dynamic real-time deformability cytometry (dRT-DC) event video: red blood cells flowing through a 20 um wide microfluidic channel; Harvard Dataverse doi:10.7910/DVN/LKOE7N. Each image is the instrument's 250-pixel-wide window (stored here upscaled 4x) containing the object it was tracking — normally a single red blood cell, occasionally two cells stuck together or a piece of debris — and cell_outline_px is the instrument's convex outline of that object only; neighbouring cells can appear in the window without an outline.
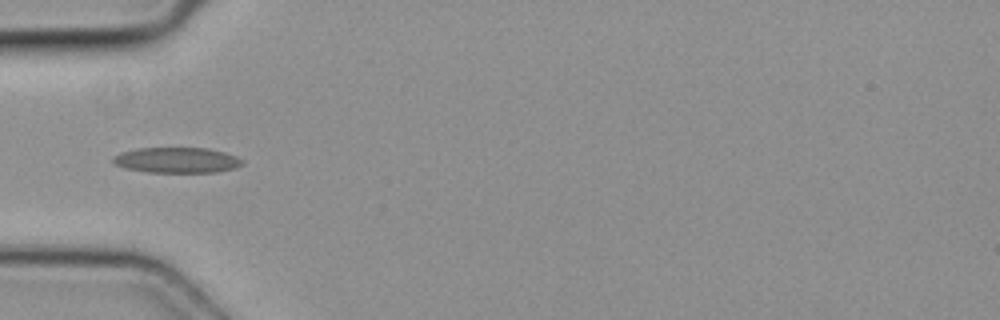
{"species": "common noctule bat (a hibernating species)", "species_latin": "Nyctalus noctula", "temperature_condition": "cold", "stored_images_in_passage": 5, "camera_frame_rate_fps": 3000, "um_per_image_px": 0.085, "animal": {"sex": "female", "body_mass_g": 19.3, "forearm_length_mm": 54.1}, "frame": {"image": 1, "passage_image": 4, "time_ms": 1.0, "image_size_px": [1000, 320], "cell_outline_px": [[244, 164], [236, 168], [216, 172], [148, 172], [124, 168], [116, 164], [112, 160], [112, 156], [120, 152], [140, 148], [208, 148], [224, 152], [236, 156], [244, 160]], "centroid_in_image_um": [15.05, 13.61], "position_along_channel_um": 69.9, "area_um2": 19.31}}
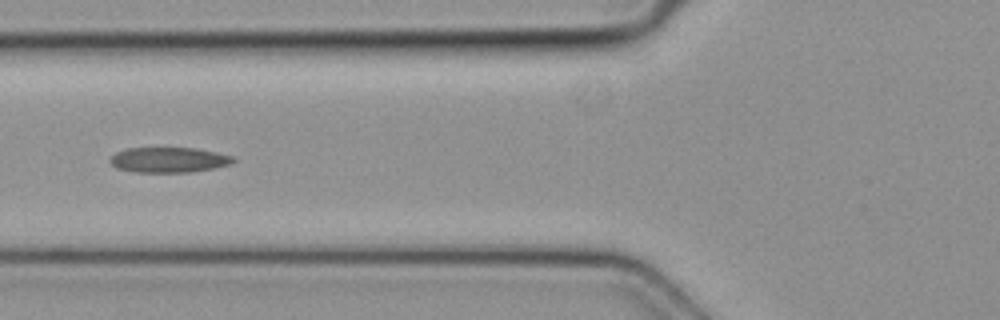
{"frame": {"image": 2, "passage_image": 5, "time_ms": 1.333, "image_size_px": [1000, 320], "cell_outline_px": [[236, 160], [232, 164], [216, 168], [188, 172], [136, 172], [116, 168], [108, 160], [116, 152], [128, 148], [196, 148], [216, 152], [232, 156]], "centroid_in_image_um": [14.36, 13.59], "position_along_channel_um": 111.4, "area_um2": 18.15}}